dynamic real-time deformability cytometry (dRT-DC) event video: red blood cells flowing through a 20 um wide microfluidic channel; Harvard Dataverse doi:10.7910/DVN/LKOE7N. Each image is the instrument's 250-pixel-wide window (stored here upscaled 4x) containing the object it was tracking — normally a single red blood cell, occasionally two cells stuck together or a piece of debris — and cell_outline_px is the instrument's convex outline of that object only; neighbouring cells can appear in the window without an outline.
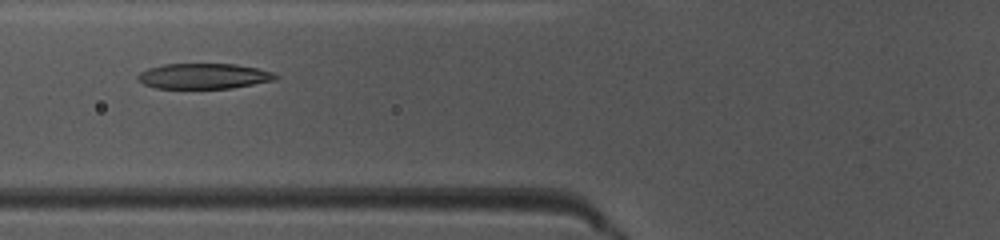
{"species": "common noctule bat (a hibernating species)", "species_latin": "Nyctalus noctula", "temperature_condition": "warm", "stored_images_in_passage": 32, "camera_frame_rate_fps": 3000, "um_per_image_px": 0.085, "animal": {"sex": "female", "body_mass_g": 10.0, "forearm_length_mm": 53.1}, "frame": {"image": 1, "passage_image": 9, "time_ms": 2.667, "image_size_px": [1000, 240], "cell_outline_px": [[280, 76], [276, 80], [232, 88], [156, 88], [144, 84], [136, 80], [136, 76], [140, 72], [148, 68], [164, 64], [236, 64], [256, 68], [272, 72]], "centroid_in_image_um": [17.31, 6.47], "position_along_channel_um": 108.5, "area_um2": 20.46}}
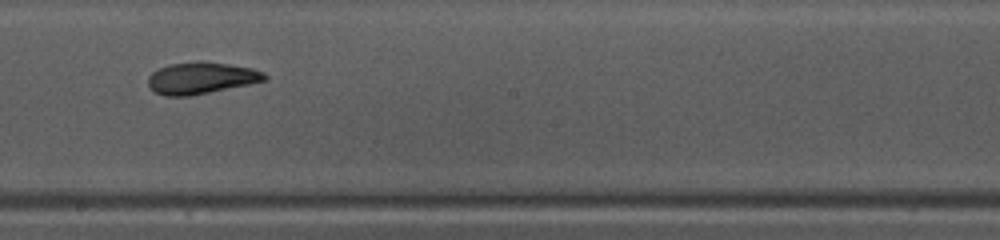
{"frame": {"image": 2, "passage_image": 18, "time_ms": 5.667, "image_size_px": [1000, 240], "cell_outline_px": [[268, 80], [188, 96], [164, 96], [156, 92], [148, 84], [148, 76], [152, 72], [160, 68], [172, 64], [196, 60], [200, 60], [228, 64], [252, 68], [264, 72], [268, 76]], "centroid_in_image_um": [17.11, 6.62], "position_along_channel_um": 231.1, "area_um2": 21.44}}
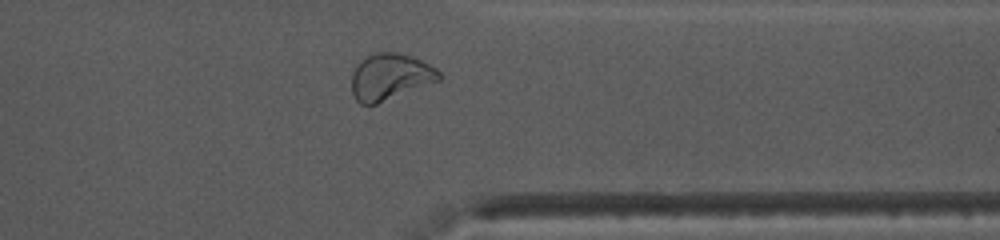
{"frame": {"image": 3, "passage_image": 29, "time_ms": 9.333, "image_size_px": [1000, 240], "cell_outline_px": [[444, 76], [440, 80], [376, 104], [360, 104], [352, 96], [352, 72], [360, 60], [376, 52], [396, 52], [412, 56], [436, 68]], "centroid_in_image_um": [33.15, 6.52], "position_along_channel_um": 378.2, "area_um2": 23.64}, "authors_computed_cell_mechanics": {"area_um2": 21.3282, "velocity_mm_per_s": 4.0806, "shape_relaxation_time_tau1_ms": 5.7861, "shape_relaxation_time_tau2_ms": 1.6712, "deformation_change_tau1": 0.1902, "deformation_change_tau2": 0.0854}}